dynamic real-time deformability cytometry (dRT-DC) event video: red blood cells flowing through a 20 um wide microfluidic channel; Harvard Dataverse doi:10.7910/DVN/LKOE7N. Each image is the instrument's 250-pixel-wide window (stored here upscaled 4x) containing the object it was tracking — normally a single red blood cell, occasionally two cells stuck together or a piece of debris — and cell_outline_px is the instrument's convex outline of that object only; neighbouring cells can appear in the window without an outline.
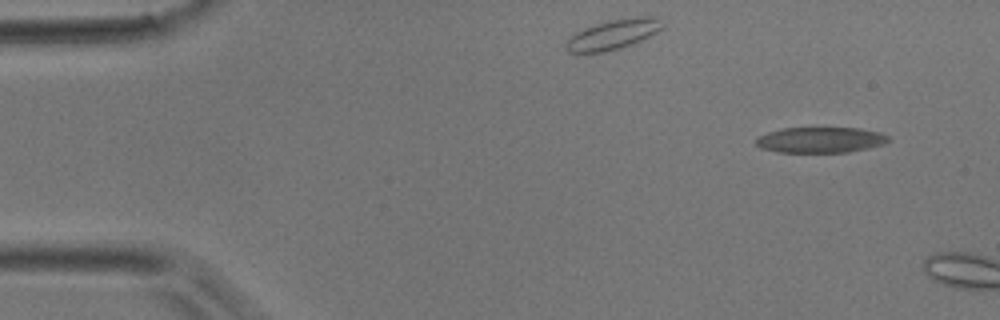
{"species": "common noctule bat (a hibernating species)", "species_latin": "Nyctalus noctula", "temperature_condition": "room temperature", "stored_images_in_passage": 4, "camera_frame_rate_fps": 3000, "um_per_image_px": 0.085, "animal": {"sex": "male", "body_mass_g": 17.9}, "frame": {"image": 1, "passage_image": 1, "time_ms": 0.0, "image_size_px": [1000, 320], "cell_outline_px": [[892, 140], [884, 144], [868, 148], [848, 152], [776, 152], [760, 148], [756, 144], [756, 140], [760, 136], [768, 132], [780, 128], [860, 128], [880, 132], [888, 136]], "centroid_in_image_um": [69.76, 11.89], "position_along_channel_um": 15.2, "area_um2": 19.88}}